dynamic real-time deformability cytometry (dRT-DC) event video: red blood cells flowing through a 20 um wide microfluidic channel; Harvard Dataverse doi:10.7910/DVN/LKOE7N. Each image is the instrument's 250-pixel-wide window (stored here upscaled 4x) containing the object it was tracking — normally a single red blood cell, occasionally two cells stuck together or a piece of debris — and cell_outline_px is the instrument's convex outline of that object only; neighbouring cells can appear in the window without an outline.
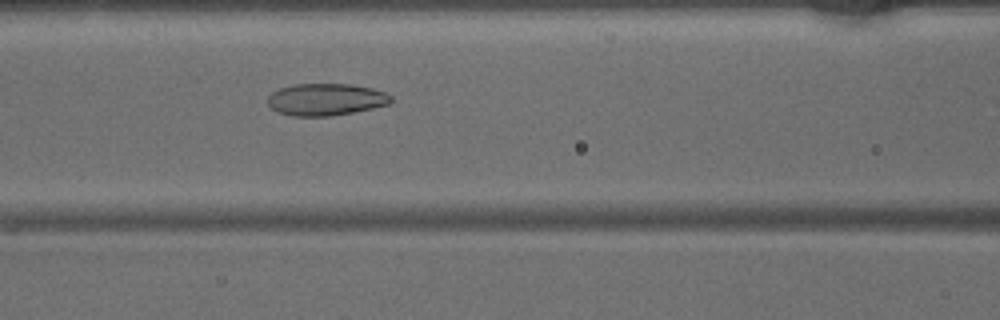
{"species": "common noctule bat (a hibernating species)", "species_latin": "Nyctalus noctula", "temperature_condition": "warm", "stored_images_in_passage": 47, "camera_frame_rate_fps": 3000, "um_per_image_px": 0.085, "animal": {"sex": "male", "body_mass_g": 15.6}, "frame": {"image": 1, "passage_image": 20, "time_ms": 6.333, "image_size_px": [1000, 320], "cell_outline_px": [[392, 100], [388, 104], [372, 108], [332, 116], [292, 116], [280, 112], [272, 108], [268, 104], [268, 96], [272, 92], [280, 88], [292, 84], [352, 84], [372, 88], [384, 92], [392, 96]], "centroid_in_image_um": [27.69, 8.45], "position_along_channel_um": 138.9, "area_um2": 22.95}}
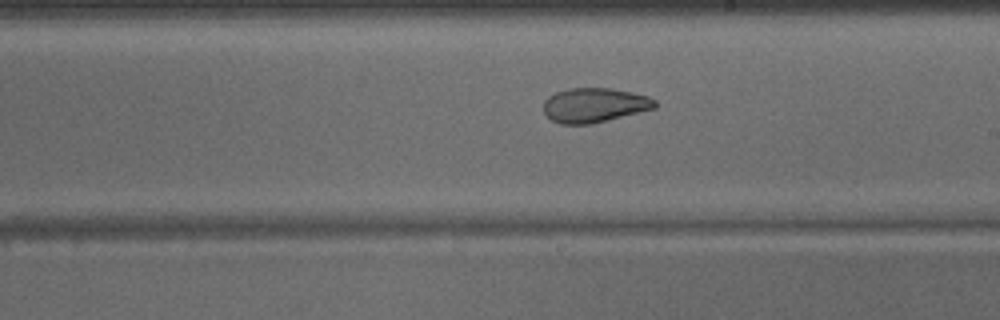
{"frame": {"image": 2, "passage_image": 27, "time_ms": 8.667, "image_size_px": [1000, 320], "cell_outline_px": [[656, 108], [592, 124], [560, 124], [552, 120], [544, 112], [544, 100], [548, 96], [556, 92], [568, 88], [612, 88], [632, 92], [648, 96], [656, 100]], "centroid_in_image_um": [50.53, 8.93], "position_along_channel_um": 238.5, "area_um2": 22.48}}
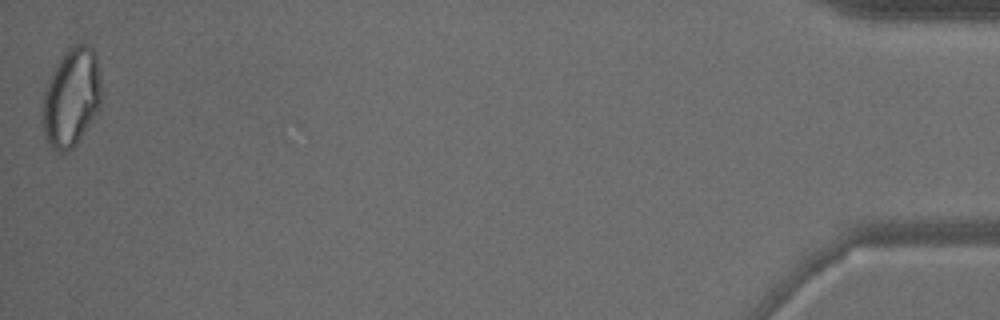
{"frame": {"image": 3, "passage_image": 47, "time_ms": 15.333, "image_size_px": [1000, 320], "cell_outline_px": [[100, 108], [72, 148], [68, 152], [56, 152], [48, 144], [40, 124], [40, 112], [44, 92], [52, 72], [56, 64], [68, 48], [72, 44], [88, 44], [96, 52], [100, 72]], "centroid_in_image_um": [6.03, 8.29], "position_along_channel_um": 429.2, "area_um2": 34.22}}